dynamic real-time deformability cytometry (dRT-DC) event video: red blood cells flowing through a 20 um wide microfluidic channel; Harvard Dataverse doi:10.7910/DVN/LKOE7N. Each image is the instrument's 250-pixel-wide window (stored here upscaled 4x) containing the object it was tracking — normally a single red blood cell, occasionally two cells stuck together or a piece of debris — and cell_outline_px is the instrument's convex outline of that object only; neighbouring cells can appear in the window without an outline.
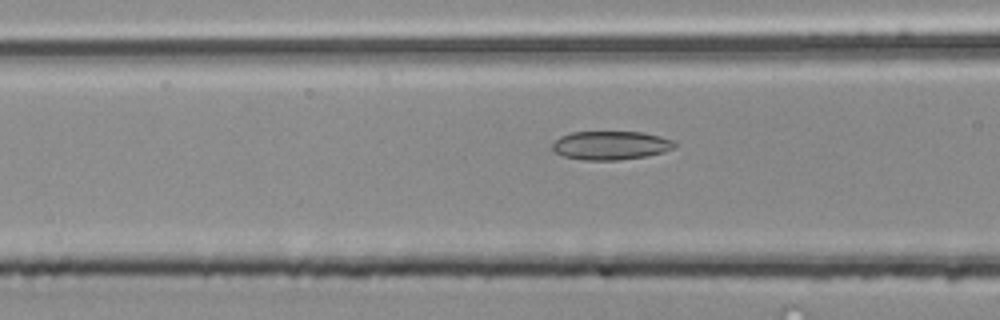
{"species": "common noctule bat (a hibernating species)", "species_latin": "Nyctalus noctula", "temperature_condition": "room temperature", "stored_images_in_passage": 6, "camera_frame_rate_fps": 3000, "um_per_image_px": 0.085, "animal": {"sex": "male", "body_mass_g": 20.4}, "frame": {"image": 1, "passage_image": 6, "time_ms": 1.667, "image_size_px": [1000, 320], "cell_outline_px": [[676, 148], [664, 152], [648, 156], [620, 160], [584, 160], [564, 156], [556, 152], [552, 148], [552, 144], [560, 136], [572, 132], [644, 132], [660, 136], [672, 140], [676, 144]], "centroid_in_image_um": [51.95, 12.36], "position_along_channel_um": 114.7, "area_um2": 20.52}}